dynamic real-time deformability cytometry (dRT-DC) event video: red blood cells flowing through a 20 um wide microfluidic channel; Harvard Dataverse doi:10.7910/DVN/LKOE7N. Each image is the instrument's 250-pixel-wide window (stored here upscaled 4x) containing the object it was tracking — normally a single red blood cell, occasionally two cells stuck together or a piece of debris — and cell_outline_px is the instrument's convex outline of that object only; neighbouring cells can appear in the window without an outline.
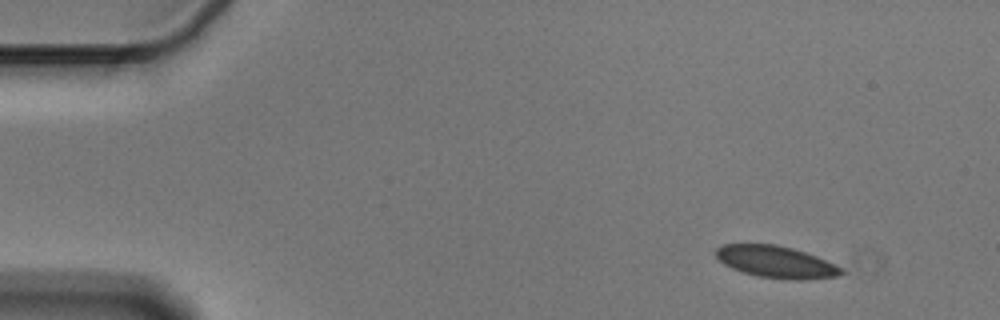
{"species": "Egyptian fruit bat (a non-hibernating species)", "species_latin": "Rousettus aegyptiacus", "temperature_condition": "cold", "stored_images_in_passage": 4, "camera_frame_rate_fps": 3000, "um_per_image_px": 0.085, "animal": {"sex": "male"}, "frame": {"image": 1, "passage_image": 1, "time_ms": 0.0, "image_size_px": [1000, 320], "cell_outline_px": [[844, 272], [836, 276], [800, 280], [788, 280], [760, 276], [744, 272], [732, 268], [724, 264], [716, 256], [716, 248], [724, 244], [776, 244], [792, 248], [816, 256], [840, 268]], "centroid_in_image_um": [65.92, 22.25], "position_along_channel_um": 19.1, "area_um2": 22.89}}
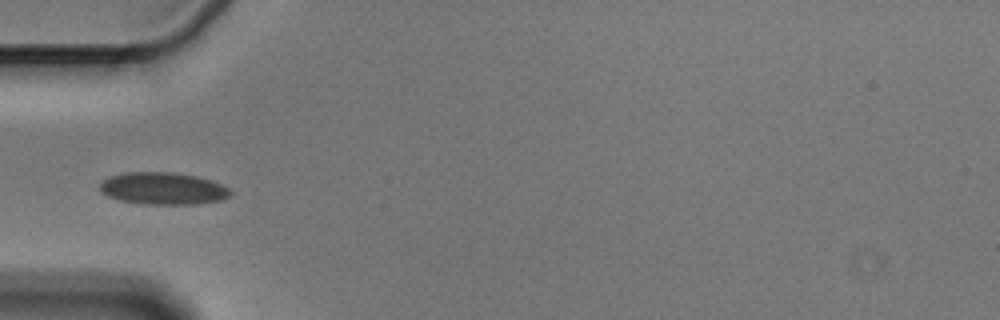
{"frame": {"image": 2, "passage_image": 4, "time_ms": 1.0, "image_size_px": [1000, 320], "cell_outline_px": [[232, 196], [220, 200], [196, 204], [148, 204], [120, 200], [108, 196], [100, 188], [100, 184], [108, 176], [124, 172], [172, 172], [196, 176], [212, 180], [228, 188], [232, 192]], "centroid_in_image_um": [13.88, 16.01], "position_along_channel_um": 71.1, "area_um2": 24.39}}